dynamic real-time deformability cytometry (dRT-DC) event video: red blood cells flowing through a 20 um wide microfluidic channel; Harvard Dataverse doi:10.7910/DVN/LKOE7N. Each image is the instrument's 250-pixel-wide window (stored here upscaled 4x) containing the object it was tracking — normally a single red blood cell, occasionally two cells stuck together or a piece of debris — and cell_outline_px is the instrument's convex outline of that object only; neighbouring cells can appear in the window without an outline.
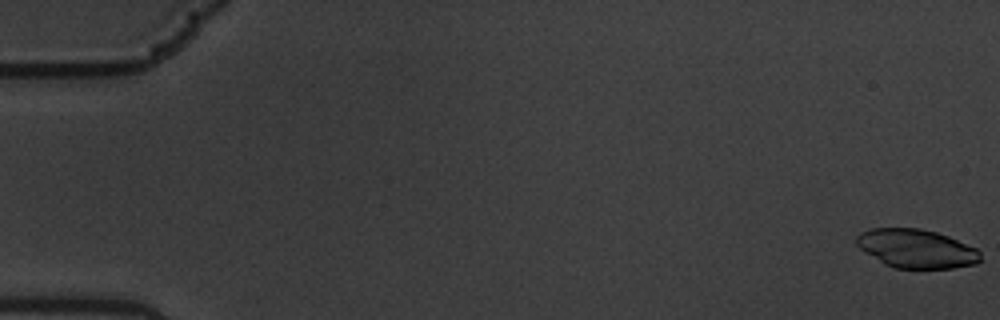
{"species": "common noctule bat (a hibernating species)", "species_latin": "Nyctalus noctula", "temperature_condition": "warm", "stored_images_in_passage": 60, "camera_frame_rate_fps": 3000, "um_per_image_px": 0.085, "animal": {"sex": "male", "body_mass_g": 19.5, "forearm_length_mm": 54.6}, "frame": {"image": 1, "passage_image": 1, "time_ms": 0.0, "image_size_px": [1000, 320], "cell_outline_px": [[980, 260], [976, 264], [952, 268], [896, 268], [884, 264], [864, 252], [856, 244], [856, 236], [860, 232], [872, 228], [920, 228], [936, 232], [948, 236], [976, 248], [980, 252]], "centroid_in_image_um": [77.87, 21.13], "position_along_channel_um": 7.1, "area_um2": 27.98}}
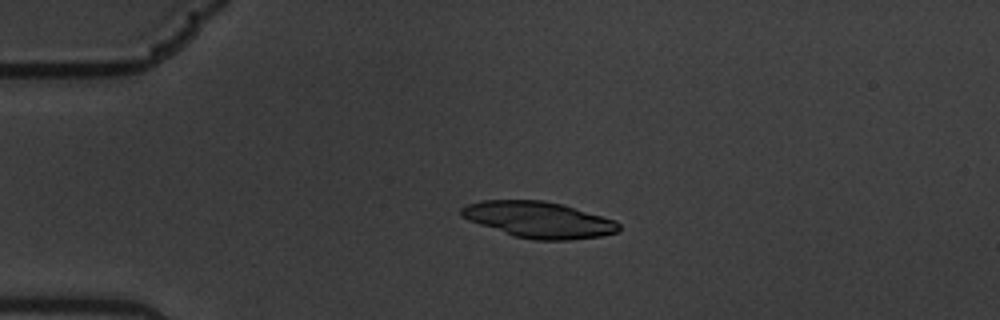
{"frame": {"image": 2, "passage_image": 15, "time_ms": 4.667, "image_size_px": [1000, 320], "cell_outline_px": [[620, 228], [616, 232], [600, 236], [568, 240], [532, 240], [512, 236], [468, 220], [460, 216], [460, 208], [468, 204], [480, 200], [544, 200], [564, 204], [616, 220], [620, 224]], "centroid_in_image_um": [45.78, 18.67], "position_along_channel_um": 39.2, "area_um2": 33.47}}